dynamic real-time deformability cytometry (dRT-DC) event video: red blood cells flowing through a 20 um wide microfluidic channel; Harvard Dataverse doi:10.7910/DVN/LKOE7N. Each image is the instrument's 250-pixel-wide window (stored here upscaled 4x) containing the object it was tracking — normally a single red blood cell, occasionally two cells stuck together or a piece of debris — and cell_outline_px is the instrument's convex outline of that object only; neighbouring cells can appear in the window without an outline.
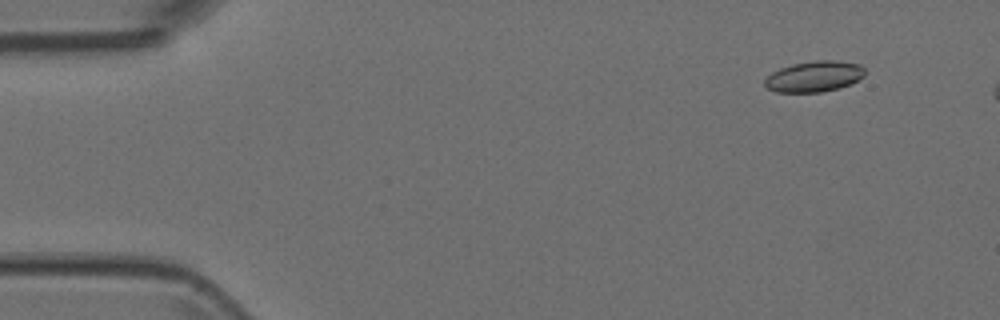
{"species": "Egyptian fruit bat (a non-hibernating species)", "species_latin": "Rousettus aegyptiacus", "temperature_condition": "room temperature", "stored_images_in_passage": 7, "camera_frame_rate_fps": 3000, "um_per_image_px": 0.085, "animal": {"sex": "female"}, "frame": {"image": 1, "passage_image": 2, "time_ms": 0.333, "image_size_px": [1000, 320], "cell_outline_px": [[864, 76], [852, 84], [840, 88], [820, 92], [776, 92], [768, 88], [764, 84], [764, 80], [772, 72], [780, 68], [792, 64], [816, 60], [836, 60], [860, 64], [864, 68]], "centroid_in_image_um": [69.23, 6.5], "position_along_channel_um": 15.8, "area_um2": 18.09}}
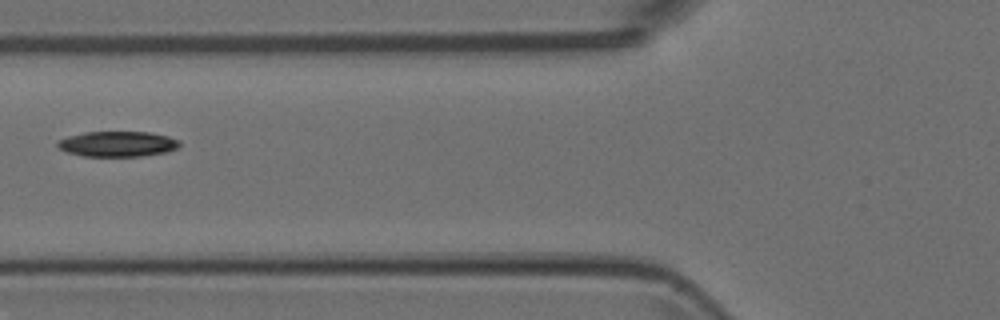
{"frame": {"image": 2, "passage_image": 6, "time_ms": 1.667, "image_size_px": [1000, 320], "cell_outline_px": [[180, 148], [168, 152], [140, 156], [84, 156], [68, 152], [60, 148], [56, 144], [56, 140], [68, 136], [84, 132], [148, 132], [168, 136], [180, 140]], "centroid_in_image_um": [10.02, 12.23], "position_along_channel_um": 115.8, "area_um2": 18.15}}
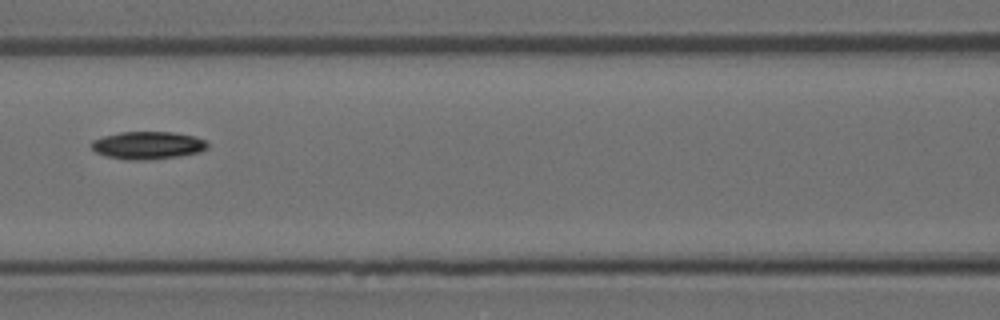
{"frame": {"image": 3, "passage_image": 7, "time_ms": 2.0, "image_size_px": [1000, 320], "cell_outline_px": [[208, 148], [200, 152], [176, 156], [148, 160], [128, 160], [108, 156], [96, 152], [88, 144], [92, 140], [104, 136], [120, 132], [172, 132], [196, 136], [204, 140], [208, 144]], "centroid_in_image_um": [12.55, 12.34], "position_along_channel_um": 154.1, "area_um2": 18.73}}